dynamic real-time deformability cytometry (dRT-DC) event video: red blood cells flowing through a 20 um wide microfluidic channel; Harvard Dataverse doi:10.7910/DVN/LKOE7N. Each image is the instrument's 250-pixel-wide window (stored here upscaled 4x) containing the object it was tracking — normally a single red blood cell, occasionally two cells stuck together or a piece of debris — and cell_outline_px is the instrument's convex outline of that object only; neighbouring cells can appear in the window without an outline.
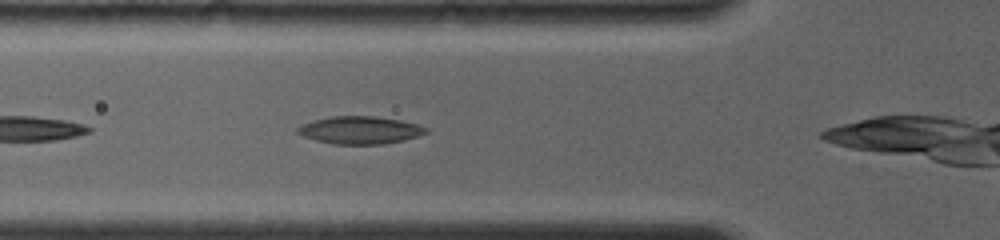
{"species": "common noctule bat (a hibernating species)", "species_latin": "Nyctalus noctula", "temperature_condition": "room temperature", "stored_images_in_passage": 3, "camera_frame_rate_fps": 4000, "um_per_image_px": 0.085, "animal": {"sex": "female", "body_mass_g": 19.0, "forearm_length_mm": 56.7}, "frame": {"image": 1, "passage_image": 3, "time_ms": 1.75, "image_size_px": [1000, 240], "cell_outline_px": [[428, 132], [404, 140], [384, 144], [336, 144], [316, 140], [304, 136], [296, 132], [296, 128], [312, 120], [332, 116], [376, 116], [400, 120], [416, 124], [428, 128]], "centroid_in_image_um": [30.6, 11.05], "position_along_channel_um": 95.2, "area_um2": 20.52}}